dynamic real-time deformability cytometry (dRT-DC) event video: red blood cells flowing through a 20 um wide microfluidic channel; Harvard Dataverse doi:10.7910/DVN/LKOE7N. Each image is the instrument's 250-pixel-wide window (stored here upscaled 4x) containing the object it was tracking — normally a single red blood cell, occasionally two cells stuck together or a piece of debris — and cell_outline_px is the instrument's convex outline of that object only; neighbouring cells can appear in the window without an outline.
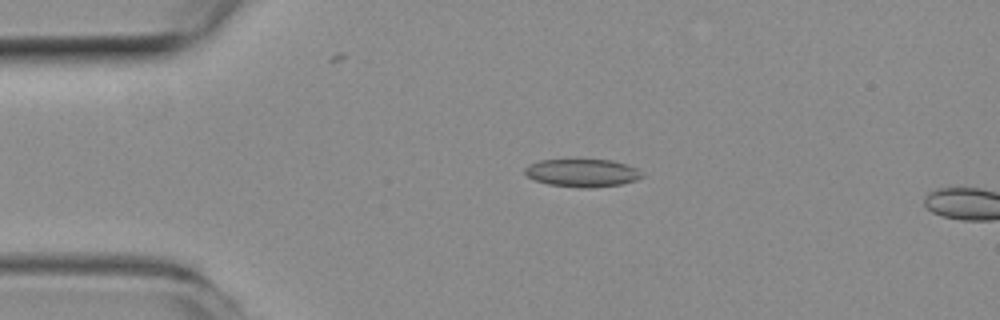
{"species": "common noctule bat (a hibernating species)", "species_latin": "Nyctalus noctula", "temperature_condition": "room temperature", "stored_images_in_passage": 13, "camera_frame_rate_fps": 3000, "um_per_image_px": 0.085, "animal": {"sex": "female", "body_mass_g": 19.3, "forearm_length_mm": 54.1}, "frame": {"image": 1, "passage_image": 10, "time_ms": 3.0, "image_size_px": [1000, 320], "cell_outline_px": [[644, 176], [636, 180], [620, 184], [588, 188], [580, 188], [548, 184], [536, 180], [528, 176], [524, 172], [524, 168], [528, 164], [540, 160], [612, 160], [636, 168], [644, 172]], "centroid_in_image_um": [49.5, 14.7], "position_along_channel_um": 35.5, "area_um2": 18.96}}